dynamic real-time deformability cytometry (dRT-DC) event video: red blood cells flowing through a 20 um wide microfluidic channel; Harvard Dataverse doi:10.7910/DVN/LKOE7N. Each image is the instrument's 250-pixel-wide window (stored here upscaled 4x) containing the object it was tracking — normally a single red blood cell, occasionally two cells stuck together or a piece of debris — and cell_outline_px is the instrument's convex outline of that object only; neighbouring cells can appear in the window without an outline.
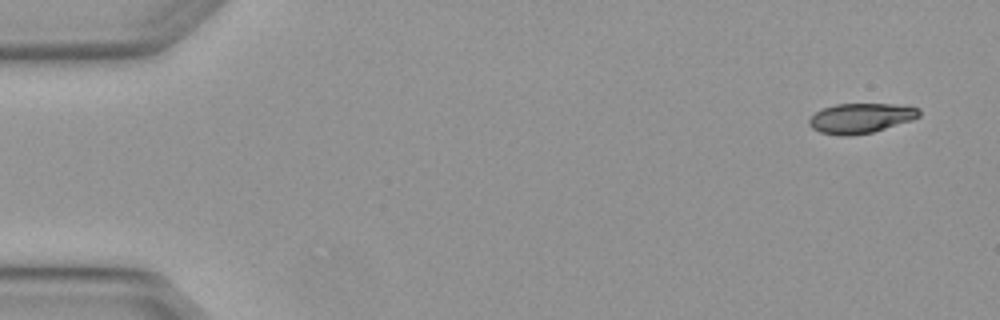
{"species": "Egyptian fruit bat (a non-hibernating species)", "species_latin": "Rousettus aegyptiacus", "temperature_condition": "warm", "stored_images_in_passage": 5, "camera_frame_rate_fps": 3000, "um_per_image_px": 0.085, "animal": {"sex": "female"}, "frame": {"image": 1, "passage_image": 1, "time_ms": 0.0, "image_size_px": [1000, 320], "cell_outline_px": [[920, 116], [912, 120], [872, 132], [852, 136], [840, 136], [820, 132], [812, 128], [808, 124], [808, 120], [816, 112], [824, 108], [836, 104], [892, 104], [920, 108]], "centroid_in_image_um": [73.15, 10.05], "position_along_channel_um": 11.8, "area_um2": 19.13}}
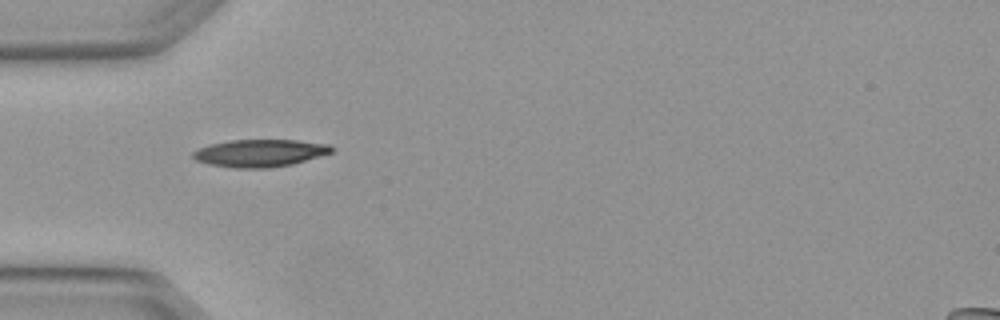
{"frame": {"image": 2, "passage_image": 4, "time_ms": 1.0, "image_size_px": [1000, 320], "cell_outline_px": [[336, 148], [332, 152], [320, 156], [292, 164], [268, 168], [232, 168], [208, 164], [196, 160], [192, 156], [192, 152], [208, 144], [228, 140], [296, 140], [332, 144]], "centroid_in_image_um": [22.11, 13.0], "position_along_channel_um": 62.9, "area_um2": 22.37}}
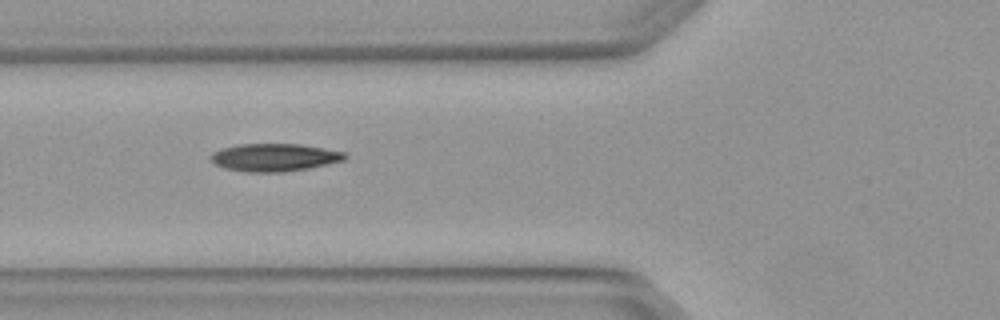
{"frame": {"image": 3, "passage_image": 5, "time_ms": 1.333, "image_size_px": [1000, 320], "cell_outline_px": [[348, 156], [344, 160], [328, 164], [308, 168], [284, 172], [244, 172], [224, 168], [216, 164], [208, 156], [212, 152], [220, 148], [236, 144], [300, 144], [348, 152]], "centroid_in_image_um": [23.32, 13.37], "position_along_channel_um": 102.5, "area_um2": 21.96}}